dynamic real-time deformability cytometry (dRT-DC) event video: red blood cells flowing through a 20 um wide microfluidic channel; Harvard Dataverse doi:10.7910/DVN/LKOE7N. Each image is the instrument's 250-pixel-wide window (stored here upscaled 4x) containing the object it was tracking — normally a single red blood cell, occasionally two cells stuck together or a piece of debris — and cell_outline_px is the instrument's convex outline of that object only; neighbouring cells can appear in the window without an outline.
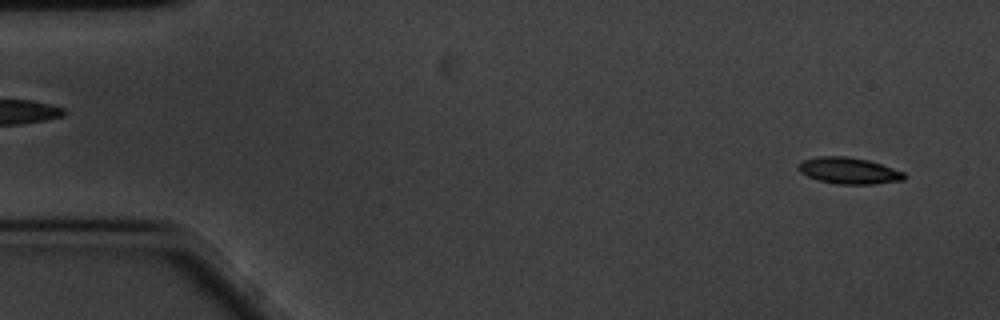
{"species": "common noctule bat (a hibernating species)", "species_latin": "Nyctalus noctula", "temperature_condition": "cold", "stored_images_in_passage": 58, "camera_frame_rate_fps": 3000, "um_per_image_px": 0.085, "animal": {"sex": "male", "body_mass_g": 20.1, "forearm_length_mm": 53.5}, "frame": {"image": 1, "passage_image": 3, "time_ms": 0.667, "image_size_px": [1000, 320], "cell_outline_px": [[908, 176], [904, 180], [872, 184], [836, 184], [816, 180], [800, 172], [796, 168], [796, 164], [804, 160], [816, 156], [848, 156], [868, 160], [904, 172]], "centroid_in_image_um": [72.12, 14.51], "position_along_channel_um": 12.9, "area_um2": 16.47}}
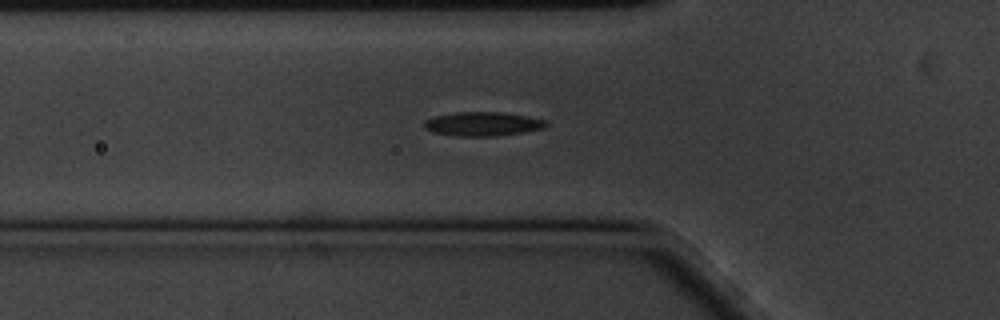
{"frame": {"image": 2, "passage_image": 19, "time_ms": 6.0, "image_size_px": [1000, 320], "cell_outline_px": [[548, 124], [544, 128], [524, 132], [496, 136], [456, 136], [432, 132], [424, 128], [424, 120], [432, 116], [456, 112], [504, 112], [528, 116], [548, 120]], "centroid_in_image_um": [41.03, 10.53], "position_along_channel_um": 84.8, "area_um2": 17.34}}
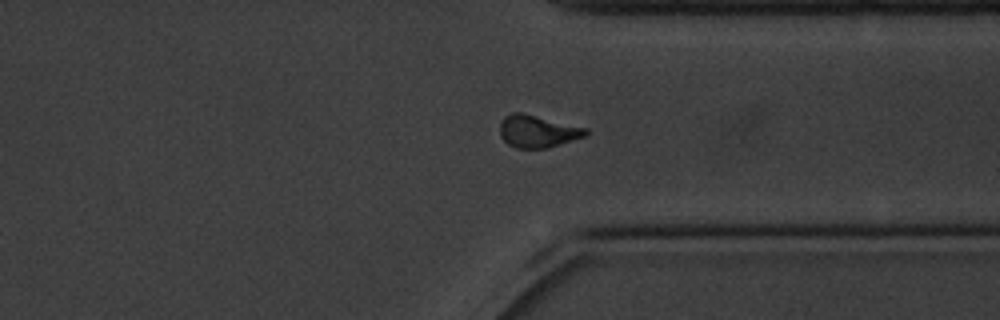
{"frame": {"image": 3, "passage_image": 44, "time_ms": 14.333, "image_size_px": [1000, 320], "cell_outline_px": [[588, 136], [548, 148], [516, 148], [508, 144], [500, 136], [500, 124], [504, 116], [512, 112], [520, 112], [588, 128]], "centroid_in_image_um": [45.72, 11.17], "position_along_channel_um": 365.7, "area_um2": 16.3}, "authors_computed_cell_mechanics": {"area_um2": 16.2707, "velocity_mm_per_s": 3.3686, "shape_relaxation_time_tau1_ms": 4.7335, "shape_relaxation_time_tau2_ms": 6.1105, "deformation_change_tau1": 0.128, "deformation_change_tau2": 0.1381}}